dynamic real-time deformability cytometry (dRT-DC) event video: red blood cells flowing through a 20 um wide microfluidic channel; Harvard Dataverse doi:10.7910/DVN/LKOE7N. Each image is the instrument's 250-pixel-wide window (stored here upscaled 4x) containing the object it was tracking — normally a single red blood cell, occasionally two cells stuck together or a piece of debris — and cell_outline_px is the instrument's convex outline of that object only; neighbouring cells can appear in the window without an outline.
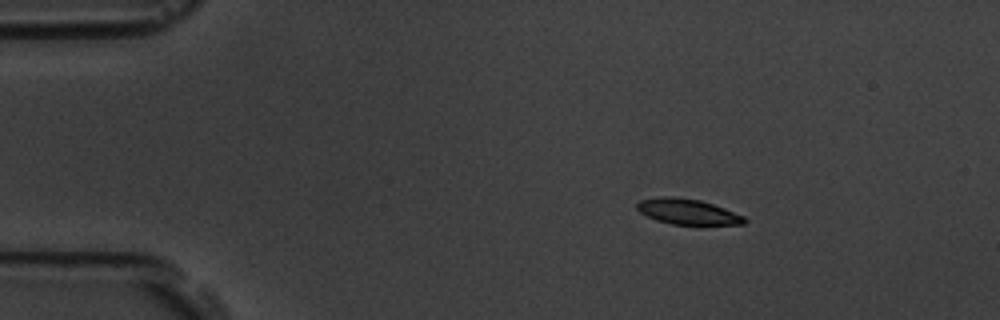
{"species": "common noctule bat (a hibernating species)", "species_latin": "Nyctalus noctula", "temperature_condition": "room temperature", "stored_images_in_passage": 4, "camera_frame_rate_fps": 3000, "um_per_image_px": 0.085, "animal": {"sex": "male", "body_mass_g": 19.5, "forearm_length_mm": 54.6}, "frame": {"image": 1, "passage_image": 1, "time_ms": 0.0, "image_size_px": [1000, 320], "cell_outline_px": [[748, 220], [744, 224], [700, 228], [672, 224], [656, 220], [640, 212], [636, 208], [636, 204], [640, 200], [660, 196], [672, 196], [700, 200], [724, 208], [744, 216]], "centroid_in_image_um": [58.52, 18.05], "position_along_channel_um": 26.5, "area_um2": 16.88}}
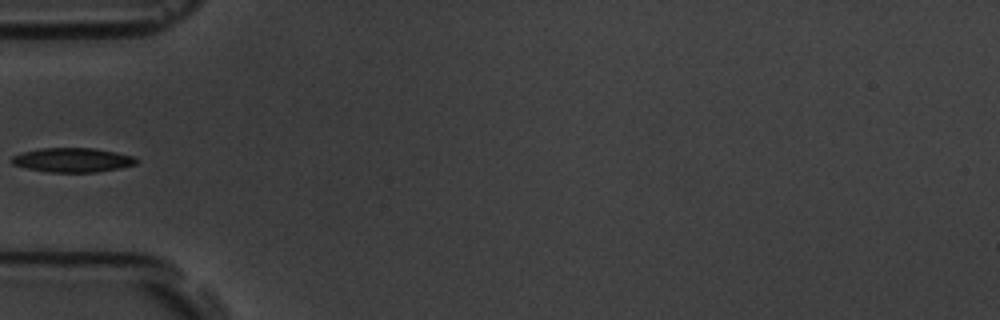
{"frame": {"image": 2, "passage_image": 4, "time_ms": 3.333, "image_size_px": [1000, 320], "cell_outline_px": [[140, 160], [136, 164], [120, 168], [96, 172], [48, 172], [28, 168], [12, 164], [12, 156], [24, 152], [40, 148], [96, 148], [136, 156]], "centroid_in_image_um": [6.24, 13.59], "position_along_channel_um": 78.8, "area_um2": 17.69}}